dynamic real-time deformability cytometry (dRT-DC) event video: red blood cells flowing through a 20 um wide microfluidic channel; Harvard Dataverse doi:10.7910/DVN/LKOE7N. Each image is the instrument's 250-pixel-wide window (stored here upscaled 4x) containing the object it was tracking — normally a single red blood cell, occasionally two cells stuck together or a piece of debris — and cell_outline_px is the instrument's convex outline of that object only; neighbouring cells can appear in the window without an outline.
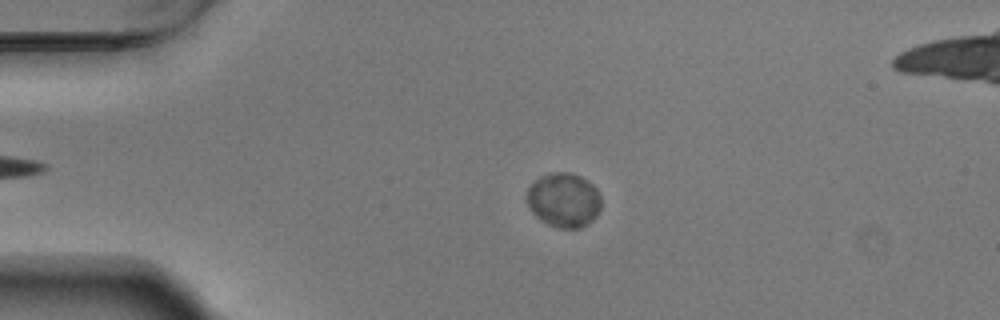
{"species": "Egyptian fruit bat (a non-hibernating species)", "species_latin": "Rousettus aegyptiacus", "temperature_condition": "warm", "stored_images_in_passage": 57, "segment_of_instrument_passage": [1, 2], "camera_frame_rate_fps": 3000, "um_per_image_px": 0.085, "animal": {"sex": "male"}, "frame": {"image": 1, "passage_image": 13, "time_ms": 4.0, "image_size_px": [1000, 320], "cell_outline_px": [[600, 208], [596, 216], [588, 224], [580, 228], [556, 228], [540, 220], [528, 208], [524, 196], [528, 188], [540, 176], [552, 172], [568, 172], [580, 176], [592, 184], [596, 188], [600, 196]], "centroid_in_image_um": [47.88, 17.01], "position_along_channel_um": 37.1, "area_um2": 23.81}}
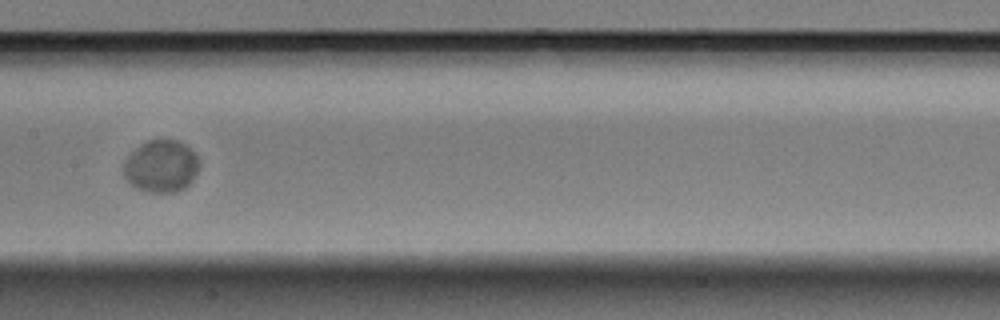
{"frame": {"image": 2, "passage_image": 29, "time_ms": 9.333, "image_size_px": [1000, 320], "cell_outline_px": [[200, 164], [192, 180], [184, 188], [172, 192], [152, 192], [140, 188], [132, 184], [124, 176], [124, 164], [128, 156], [140, 144], [148, 140], [176, 140], [184, 144], [200, 160]], "centroid_in_image_um": [13.71, 14.11], "position_along_channel_um": 193.7, "area_um2": 22.48}}
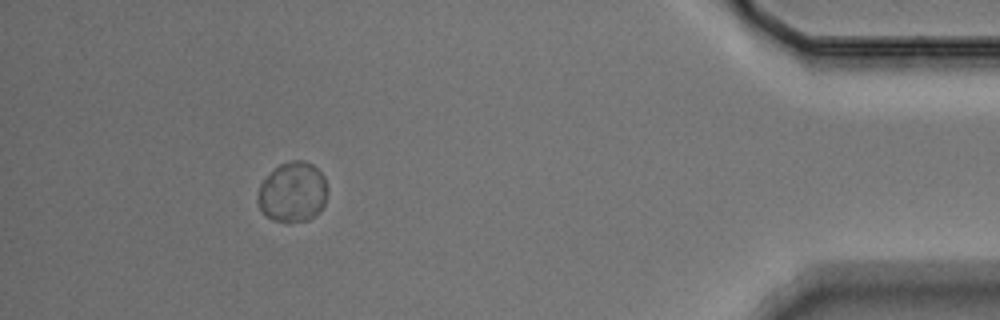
{"frame": {"image": 3, "passage_image": 51, "time_ms": 16.667, "image_size_px": [1000, 320], "cell_outline_px": [[328, 188], [324, 204], [320, 212], [308, 220], [272, 220], [264, 216], [260, 208], [256, 196], [260, 184], [280, 164], [292, 160], [304, 160], [312, 164], [324, 176]], "centroid_in_image_um": [24.88, 16.32], "position_along_channel_um": 410.3, "area_um2": 24.28}}